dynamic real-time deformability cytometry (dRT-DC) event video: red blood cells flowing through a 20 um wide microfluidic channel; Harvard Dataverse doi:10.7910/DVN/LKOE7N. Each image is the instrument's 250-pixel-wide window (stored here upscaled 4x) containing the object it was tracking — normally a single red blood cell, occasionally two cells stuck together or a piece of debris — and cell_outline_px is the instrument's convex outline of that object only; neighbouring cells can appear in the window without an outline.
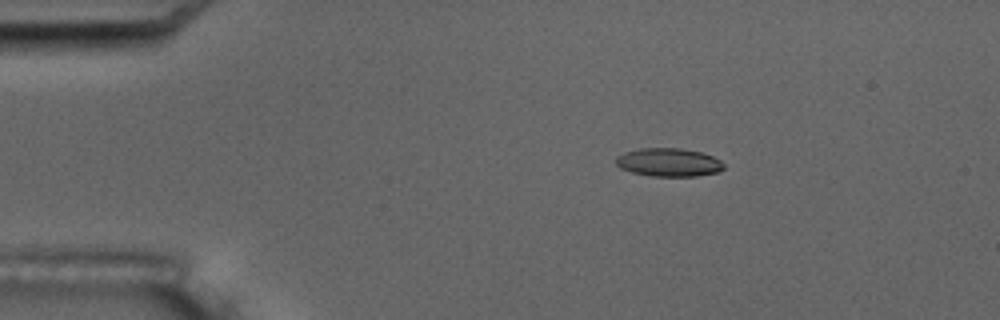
{"species": "common noctule bat (a hibernating species)", "species_latin": "Nyctalus noctula", "temperature_condition": "room temperature", "stored_images_in_passage": 4, "camera_frame_rate_fps": 3000, "um_per_image_px": 0.085, "animal": {"sex": "male", "body_mass_g": 17.5, "forearm_length_mm": 52.3}, "frame": {"image": 1, "passage_image": 3, "time_ms": 2.333, "image_size_px": [1000, 320], "cell_outline_px": [[724, 168], [720, 172], [696, 176], [652, 176], [632, 172], [620, 168], [616, 164], [616, 156], [624, 152], [640, 148], [680, 148], [700, 152], [712, 156], [720, 160], [724, 164]], "centroid_in_image_um": [56.84, 13.8], "position_along_channel_um": 28.2, "area_um2": 17.86}}